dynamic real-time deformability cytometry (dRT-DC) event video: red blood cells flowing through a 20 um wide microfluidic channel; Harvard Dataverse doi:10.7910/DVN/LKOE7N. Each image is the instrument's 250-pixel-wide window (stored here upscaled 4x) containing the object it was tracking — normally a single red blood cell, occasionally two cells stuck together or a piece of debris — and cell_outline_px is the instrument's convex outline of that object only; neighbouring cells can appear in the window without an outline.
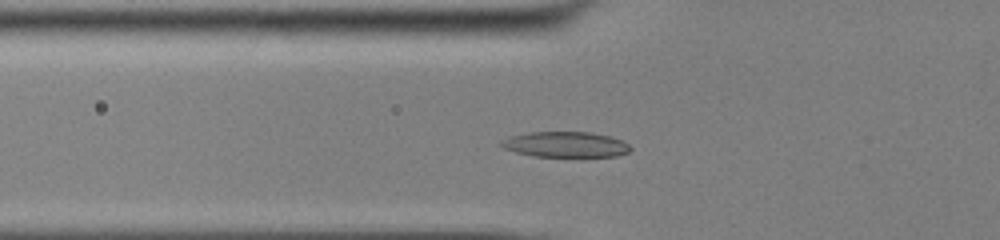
{"species": "common noctule bat (a hibernating species)", "species_latin": "Nyctalus noctula", "temperature_condition": "cold", "stored_images_in_passage": 51, "camera_frame_rate_fps": 3000, "um_per_image_px": 0.085, "animal": {"sex": "male", "body_mass_g": 13.0, "forearm_length_mm": 53.1}, "frame": {"image": 1, "passage_image": 17, "time_ms": 5.333, "image_size_px": [1000, 240], "cell_outline_px": [[632, 148], [628, 152], [616, 156], [532, 156], [516, 152], [504, 148], [500, 144], [500, 140], [508, 136], [528, 132], [592, 132], [608, 136], [620, 140], [628, 144]], "centroid_in_image_um": [48.02, 12.27], "position_along_channel_um": 77.8, "area_um2": 19.13}}
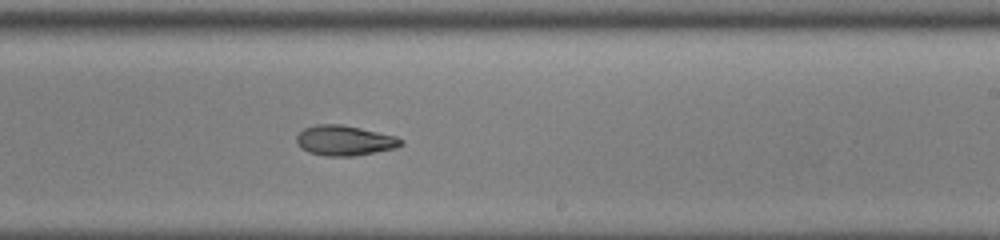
{"frame": {"image": 2, "passage_image": 31, "time_ms": 10.0, "image_size_px": [1000, 240], "cell_outline_px": [[404, 144], [396, 148], [356, 156], [324, 156], [308, 152], [300, 148], [296, 144], [296, 136], [304, 128], [316, 124], [340, 124], [360, 128], [396, 136], [404, 140]], "centroid_in_image_um": [29.28, 11.95], "position_along_channel_um": 259.7, "area_um2": 18.55}}
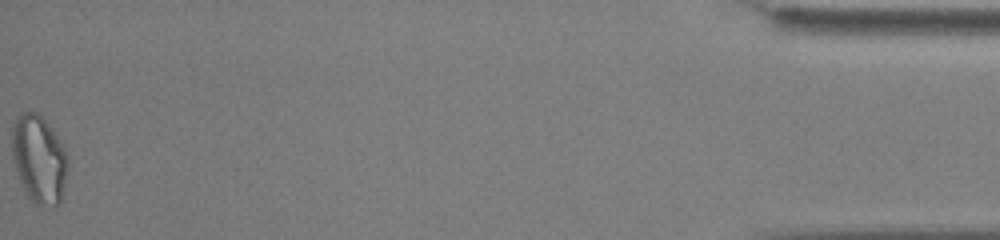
{"frame": {"image": 3, "passage_image": 51, "time_ms": 16.667, "image_size_px": [1000, 240], "cell_outline_px": [[68, 168], [60, 204], [52, 208], [36, 204], [28, 196], [16, 172], [12, 156], [12, 124], [20, 112], [36, 112], [52, 128], [60, 140], [68, 156]], "centroid_in_image_um": [3.32, 13.53], "position_along_channel_um": 431.9, "area_um2": 28.78}, "authors_computed_cell_mechanics": {"area_um2": 19.1318, "velocity_mm_per_s": 3.9033, "shape_relaxation_time_tau1_ms": 5.5547, "shape_relaxation_time_tau2_ms": null, "deformation_change_tau1": 0.1673, "deformation_change_tau2": null}}